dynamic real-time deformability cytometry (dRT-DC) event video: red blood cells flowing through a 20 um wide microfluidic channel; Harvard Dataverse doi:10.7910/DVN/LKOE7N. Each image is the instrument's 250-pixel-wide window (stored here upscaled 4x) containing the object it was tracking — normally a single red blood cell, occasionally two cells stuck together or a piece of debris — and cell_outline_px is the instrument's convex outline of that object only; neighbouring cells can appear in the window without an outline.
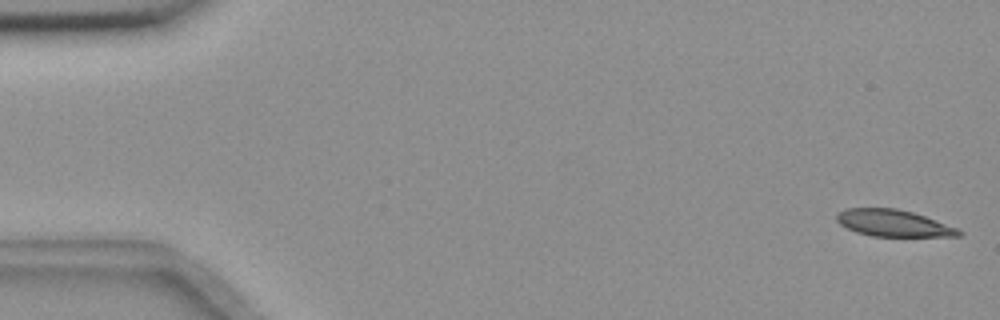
{"species": "common noctule bat (a hibernating species)", "species_latin": "Nyctalus noctula", "temperature_condition": "room temperature", "stored_images_in_passage": 55, "camera_frame_rate_fps": 3000, "um_per_image_px": 0.085, "animal": {"sex": "female", "body_mass_g": 18.4}, "frame": {"image": 1, "passage_image": 1, "time_ms": 0.0, "image_size_px": [1000, 320], "cell_outline_px": [[964, 232], [960, 236], [872, 236], [856, 232], [840, 224], [836, 220], [836, 212], [844, 208], [896, 208], [912, 212], [960, 228]], "centroid_in_image_um": [75.94, 18.96], "position_along_channel_um": 9.1, "area_um2": 19.13}}
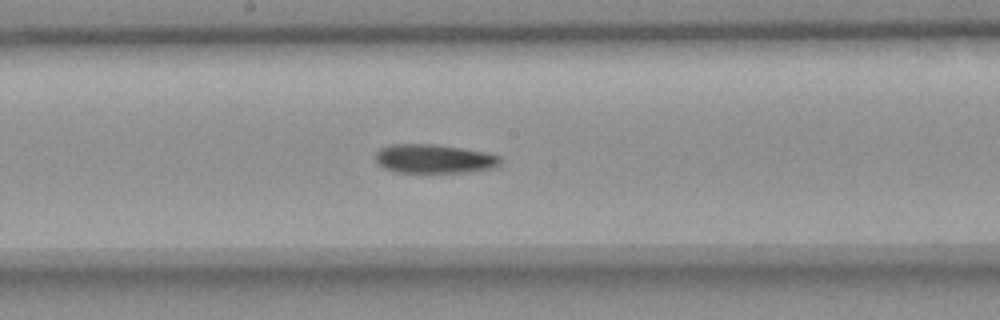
{"frame": {"image": 2, "passage_image": 29, "time_ms": 9.333, "image_size_px": [1000, 320], "cell_outline_px": [[504, 160], [500, 164], [492, 168], [468, 172], [396, 172], [384, 168], [376, 160], [376, 152], [380, 148], [392, 144], [436, 144], [484, 152], [500, 156]], "centroid_in_image_um": [36.91, 13.49], "position_along_channel_um": 211.3, "area_um2": 20.98}}
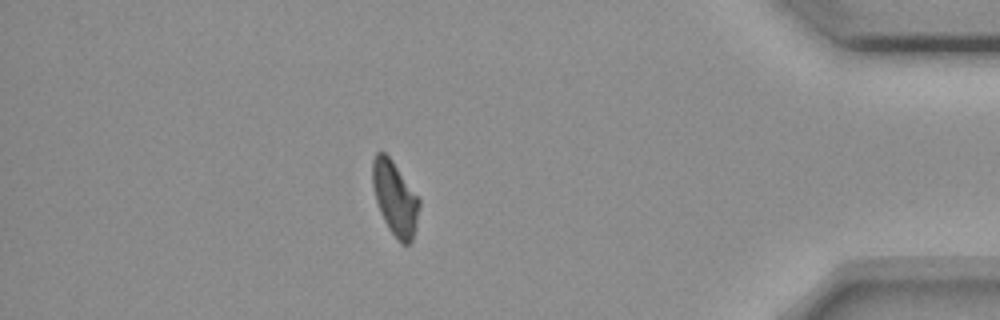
{"frame": {"image": 3, "passage_image": 48, "time_ms": 15.667, "image_size_px": [1000, 320], "cell_outline_px": [[420, 204], [416, 228], [412, 240], [408, 244], [400, 244], [388, 228], [380, 212], [376, 200], [372, 184], [372, 160], [376, 152], [384, 152], [392, 160], [420, 200]], "centroid_in_image_um": [33.56, 16.87], "position_along_channel_um": 401.6, "area_um2": 20.06}, "authors_computed_cell_mechanics": {"area_um2": 20.9814, "velocity_mm_per_s": 3.6562, "shape_relaxation_time_tau1_ms": 6.8048, "shape_relaxation_time_tau2_ms": 9.2237, "deformation_change_tau1": 0.1583, "deformation_change_tau2": 0.1798}}